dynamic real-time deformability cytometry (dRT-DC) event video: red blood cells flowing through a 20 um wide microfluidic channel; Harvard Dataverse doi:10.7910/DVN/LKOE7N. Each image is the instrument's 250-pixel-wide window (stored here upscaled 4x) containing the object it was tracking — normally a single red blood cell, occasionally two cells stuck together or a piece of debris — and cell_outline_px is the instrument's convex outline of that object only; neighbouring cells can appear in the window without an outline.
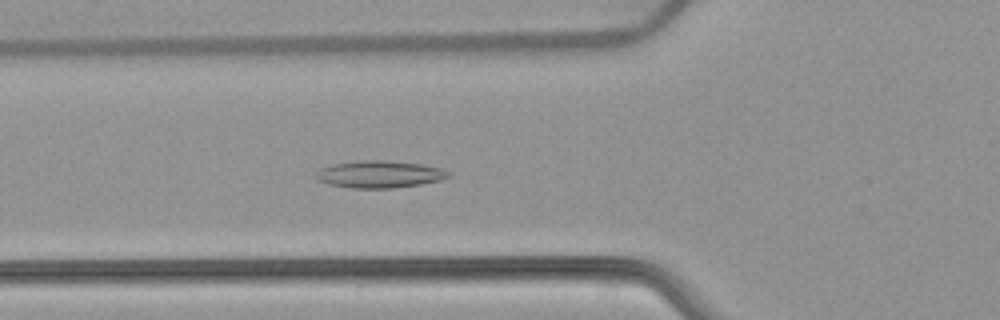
{"species": "common noctule bat (a hibernating species)", "species_latin": "Nyctalus noctula", "temperature_condition": "warm", "stored_images_in_passage": 53, "camera_frame_rate_fps": 3000, "um_per_image_px": 0.085, "animal": {"sex": "female", "body_mass_g": 22.7, "forearm_length_mm": 54.2}, "frame": {"image": 1, "passage_image": 19, "time_ms": 6.0, "image_size_px": [1000, 320], "cell_outline_px": [[452, 176], [440, 180], [420, 184], [392, 188], [348, 188], [328, 184], [316, 180], [316, 172], [320, 168], [332, 164], [364, 160], [384, 160], [420, 164], [440, 168], [452, 172]], "centroid_in_image_um": [32.25, 14.82], "position_along_channel_um": 93.6, "area_um2": 21.04}}
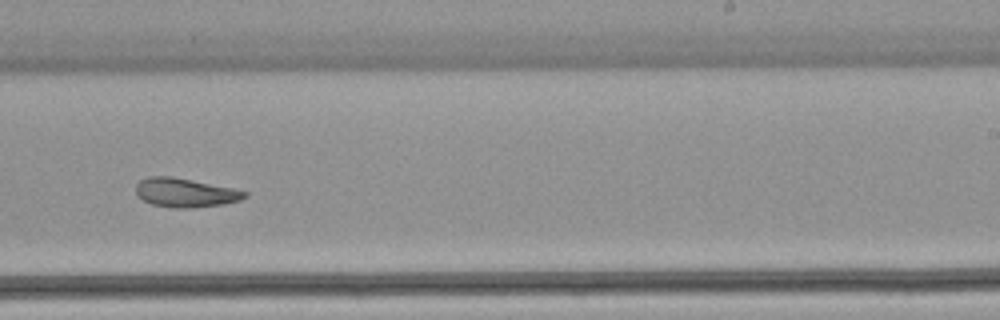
{"frame": {"image": 2, "passage_image": 33, "time_ms": 10.667, "image_size_px": [1000, 320], "cell_outline_px": [[248, 196], [240, 200], [224, 204], [192, 208], [172, 208], [152, 204], [144, 200], [136, 192], [136, 184], [140, 180], [148, 176], [172, 176], [232, 188], [248, 192]], "centroid_in_image_um": [15.75, 16.38], "position_along_channel_um": 273.2, "area_um2": 18.32}}
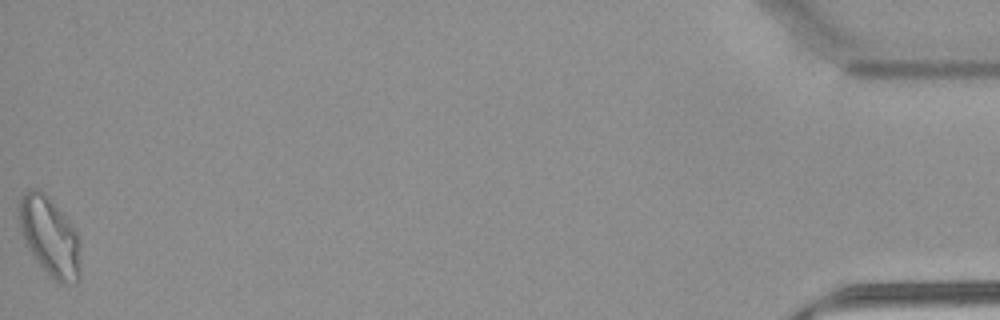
{"frame": {"image": 3, "passage_image": 53, "time_ms": 17.333, "image_size_px": [1000, 320], "cell_outline_px": [[80, 280], [60, 284], [48, 276], [32, 256], [20, 232], [16, 208], [24, 192], [28, 188], [36, 188], [44, 192], [52, 200], [76, 228], [80, 244]], "centroid_in_image_um": [4.21, 20.09], "position_along_channel_um": 431.0, "area_um2": 29.13}, "authors_computed_cell_mechanics": {"area_um2": 20.9814, "velocity_mm_per_s": 3.8486, "shape_relaxation_time_tau1_ms": null, "shape_relaxation_time_tau2_ms": 6.0651, "deformation_change_tau1": null, "deformation_change_tau2": 0.1423}}